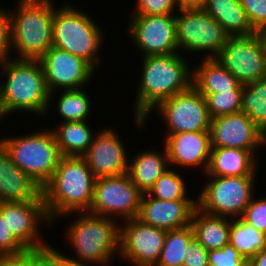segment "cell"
Wrapping results in <instances>:
<instances>
[{
	"label": "cell",
	"instance_id": "15",
	"mask_svg": "<svg viewBox=\"0 0 266 266\" xmlns=\"http://www.w3.org/2000/svg\"><path fill=\"white\" fill-rule=\"evenodd\" d=\"M128 26L127 33L142 57L179 53L175 15L131 16Z\"/></svg>",
	"mask_w": 266,
	"mask_h": 266
},
{
	"label": "cell",
	"instance_id": "30",
	"mask_svg": "<svg viewBox=\"0 0 266 266\" xmlns=\"http://www.w3.org/2000/svg\"><path fill=\"white\" fill-rule=\"evenodd\" d=\"M83 89L62 90V92L60 90L56 106L57 114L63 119L61 122L88 121L87 119L91 117V98Z\"/></svg>",
	"mask_w": 266,
	"mask_h": 266
},
{
	"label": "cell",
	"instance_id": "35",
	"mask_svg": "<svg viewBox=\"0 0 266 266\" xmlns=\"http://www.w3.org/2000/svg\"><path fill=\"white\" fill-rule=\"evenodd\" d=\"M248 20L256 32L266 30V0H240Z\"/></svg>",
	"mask_w": 266,
	"mask_h": 266
},
{
	"label": "cell",
	"instance_id": "23",
	"mask_svg": "<svg viewBox=\"0 0 266 266\" xmlns=\"http://www.w3.org/2000/svg\"><path fill=\"white\" fill-rule=\"evenodd\" d=\"M163 152L139 150L128 163V175L133 184L143 193H148L156 180L170 167L165 147Z\"/></svg>",
	"mask_w": 266,
	"mask_h": 266
},
{
	"label": "cell",
	"instance_id": "13",
	"mask_svg": "<svg viewBox=\"0 0 266 266\" xmlns=\"http://www.w3.org/2000/svg\"><path fill=\"white\" fill-rule=\"evenodd\" d=\"M50 93V104L57 90H77L89 84L96 70L85 60L52 46L39 59ZM52 97V98H51ZM52 100V101H51Z\"/></svg>",
	"mask_w": 266,
	"mask_h": 266
},
{
	"label": "cell",
	"instance_id": "9",
	"mask_svg": "<svg viewBox=\"0 0 266 266\" xmlns=\"http://www.w3.org/2000/svg\"><path fill=\"white\" fill-rule=\"evenodd\" d=\"M179 12V14H178ZM176 38L179 53H204V58H216L229 35L223 27L203 9L177 11Z\"/></svg>",
	"mask_w": 266,
	"mask_h": 266
},
{
	"label": "cell",
	"instance_id": "6",
	"mask_svg": "<svg viewBox=\"0 0 266 266\" xmlns=\"http://www.w3.org/2000/svg\"><path fill=\"white\" fill-rule=\"evenodd\" d=\"M103 29L87 13L66 4L54 11L52 46L65 50L87 61L95 70L101 63ZM104 40V41H103Z\"/></svg>",
	"mask_w": 266,
	"mask_h": 266
},
{
	"label": "cell",
	"instance_id": "28",
	"mask_svg": "<svg viewBox=\"0 0 266 266\" xmlns=\"http://www.w3.org/2000/svg\"><path fill=\"white\" fill-rule=\"evenodd\" d=\"M229 243L245 258L251 259L266 247V234L242 217L230 218Z\"/></svg>",
	"mask_w": 266,
	"mask_h": 266
},
{
	"label": "cell",
	"instance_id": "49",
	"mask_svg": "<svg viewBox=\"0 0 266 266\" xmlns=\"http://www.w3.org/2000/svg\"><path fill=\"white\" fill-rule=\"evenodd\" d=\"M263 35H264L265 40H266V30L263 32Z\"/></svg>",
	"mask_w": 266,
	"mask_h": 266
},
{
	"label": "cell",
	"instance_id": "11",
	"mask_svg": "<svg viewBox=\"0 0 266 266\" xmlns=\"http://www.w3.org/2000/svg\"><path fill=\"white\" fill-rule=\"evenodd\" d=\"M142 195L128 173L96 178L93 202L88 212L115 220L137 218Z\"/></svg>",
	"mask_w": 266,
	"mask_h": 266
},
{
	"label": "cell",
	"instance_id": "47",
	"mask_svg": "<svg viewBox=\"0 0 266 266\" xmlns=\"http://www.w3.org/2000/svg\"><path fill=\"white\" fill-rule=\"evenodd\" d=\"M2 96H3V85L0 82V104H1Z\"/></svg>",
	"mask_w": 266,
	"mask_h": 266
},
{
	"label": "cell",
	"instance_id": "45",
	"mask_svg": "<svg viewBox=\"0 0 266 266\" xmlns=\"http://www.w3.org/2000/svg\"><path fill=\"white\" fill-rule=\"evenodd\" d=\"M255 266H266V247L251 258Z\"/></svg>",
	"mask_w": 266,
	"mask_h": 266
},
{
	"label": "cell",
	"instance_id": "20",
	"mask_svg": "<svg viewBox=\"0 0 266 266\" xmlns=\"http://www.w3.org/2000/svg\"><path fill=\"white\" fill-rule=\"evenodd\" d=\"M197 207L195 199L163 201L145 193L141 198L137 219L147 225L169 231L190 225Z\"/></svg>",
	"mask_w": 266,
	"mask_h": 266
},
{
	"label": "cell",
	"instance_id": "1",
	"mask_svg": "<svg viewBox=\"0 0 266 266\" xmlns=\"http://www.w3.org/2000/svg\"><path fill=\"white\" fill-rule=\"evenodd\" d=\"M181 53L141 57L142 67L134 103V125L143 130L153 109L192 86L193 69ZM140 83V84H139ZM140 129V130H138Z\"/></svg>",
	"mask_w": 266,
	"mask_h": 266
},
{
	"label": "cell",
	"instance_id": "40",
	"mask_svg": "<svg viewBox=\"0 0 266 266\" xmlns=\"http://www.w3.org/2000/svg\"><path fill=\"white\" fill-rule=\"evenodd\" d=\"M10 10L0 6V62L11 57Z\"/></svg>",
	"mask_w": 266,
	"mask_h": 266
},
{
	"label": "cell",
	"instance_id": "37",
	"mask_svg": "<svg viewBox=\"0 0 266 266\" xmlns=\"http://www.w3.org/2000/svg\"><path fill=\"white\" fill-rule=\"evenodd\" d=\"M209 266H240L245 258L229 243L208 251Z\"/></svg>",
	"mask_w": 266,
	"mask_h": 266
},
{
	"label": "cell",
	"instance_id": "38",
	"mask_svg": "<svg viewBox=\"0 0 266 266\" xmlns=\"http://www.w3.org/2000/svg\"><path fill=\"white\" fill-rule=\"evenodd\" d=\"M27 250L16 240L8 229L6 218L0 213V257L23 255Z\"/></svg>",
	"mask_w": 266,
	"mask_h": 266
},
{
	"label": "cell",
	"instance_id": "42",
	"mask_svg": "<svg viewBox=\"0 0 266 266\" xmlns=\"http://www.w3.org/2000/svg\"><path fill=\"white\" fill-rule=\"evenodd\" d=\"M0 266H29V251L19 256L0 257Z\"/></svg>",
	"mask_w": 266,
	"mask_h": 266
},
{
	"label": "cell",
	"instance_id": "17",
	"mask_svg": "<svg viewBox=\"0 0 266 266\" xmlns=\"http://www.w3.org/2000/svg\"><path fill=\"white\" fill-rule=\"evenodd\" d=\"M210 139L211 147L238 148L255 157L266 146V135L241 111L212 118Z\"/></svg>",
	"mask_w": 266,
	"mask_h": 266
},
{
	"label": "cell",
	"instance_id": "12",
	"mask_svg": "<svg viewBox=\"0 0 266 266\" xmlns=\"http://www.w3.org/2000/svg\"><path fill=\"white\" fill-rule=\"evenodd\" d=\"M153 110L165 120L166 134L210 131L206 99L193 85L162 101Z\"/></svg>",
	"mask_w": 266,
	"mask_h": 266
},
{
	"label": "cell",
	"instance_id": "39",
	"mask_svg": "<svg viewBox=\"0 0 266 266\" xmlns=\"http://www.w3.org/2000/svg\"><path fill=\"white\" fill-rule=\"evenodd\" d=\"M29 266H60V250L51 245L29 250Z\"/></svg>",
	"mask_w": 266,
	"mask_h": 266
},
{
	"label": "cell",
	"instance_id": "33",
	"mask_svg": "<svg viewBox=\"0 0 266 266\" xmlns=\"http://www.w3.org/2000/svg\"><path fill=\"white\" fill-rule=\"evenodd\" d=\"M204 97L211 119L241 111L242 90L220 91Z\"/></svg>",
	"mask_w": 266,
	"mask_h": 266
},
{
	"label": "cell",
	"instance_id": "31",
	"mask_svg": "<svg viewBox=\"0 0 266 266\" xmlns=\"http://www.w3.org/2000/svg\"><path fill=\"white\" fill-rule=\"evenodd\" d=\"M193 238L191 225L167 231L159 261L155 266H183L186 250Z\"/></svg>",
	"mask_w": 266,
	"mask_h": 266
},
{
	"label": "cell",
	"instance_id": "16",
	"mask_svg": "<svg viewBox=\"0 0 266 266\" xmlns=\"http://www.w3.org/2000/svg\"><path fill=\"white\" fill-rule=\"evenodd\" d=\"M0 213L6 218L8 229L27 251L50 245L43 241L45 238L41 239L43 236L39 227L40 224L45 226L47 223L49 226L52 223L44 201L0 202Z\"/></svg>",
	"mask_w": 266,
	"mask_h": 266
},
{
	"label": "cell",
	"instance_id": "10",
	"mask_svg": "<svg viewBox=\"0 0 266 266\" xmlns=\"http://www.w3.org/2000/svg\"><path fill=\"white\" fill-rule=\"evenodd\" d=\"M216 59L242 85L266 77V40L263 32L229 36Z\"/></svg>",
	"mask_w": 266,
	"mask_h": 266
},
{
	"label": "cell",
	"instance_id": "26",
	"mask_svg": "<svg viewBox=\"0 0 266 266\" xmlns=\"http://www.w3.org/2000/svg\"><path fill=\"white\" fill-rule=\"evenodd\" d=\"M203 10L214 18L229 36H249L256 33L240 0H207Z\"/></svg>",
	"mask_w": 266,
	"mask_h": 266
},
{
	"label": "cell",
	"instance_id": "48",
	"mask_svg": "<svg viewBox=\"0 0 266 266\" xmlns=\"http://www.w3.org/2000/svg\"><path fill=\"white\" fill-rule=\"evenodd\" d=\"M5 118L3 117V115H2V113H1V111H0V122L2 121V120H4Z\"/></svg>",
	"mask_w": 266,
	"mask_h": 266
},
{
	"label": "cell",
	"instance_id": "19",
	"mask_svg": "<svg viewBox=\"0 0 266 266\" xmlns=\"http://www.w3.org/2000/svg\"><path fill=\"white\" fill-rule=\"evenodd\" d=\"M164 138L169 167L202 168V173H206L211 152L210 131L166 134Z\"/></svg>",
	"mask_w": 266,
	"mask_h": 266
},
{
	"label": "cell",
	"instance_id": "27",
	"mask_svg": "<svg viewBox=\"0 0 266 266\" xmlns=\"http://www.w3.org/2000/svg\"><path fill=\"white\" fill-rule=\"evenodd\" d=\"M87 121L60 122L52 127L61 156L82 157L93 140V132Z\"/></svg>",
	"mask_w": 266,
	"mask_h": 266
},
{
	"label": "cell",
	"instance_id": "43",
	"mask_svg": "<svg viewBox=\"0 0 266 266\" xmlns=\"http://www.w3.org/2000/svg\"><path fill=\"white\" fill-rule=\"evenodd\" d=\"M207 0H177L180 10L185 9H203Z\"/></svg>",
	"mask_w": 266,
	"mask_h": 266
},
{
	"label": "cell",
	"instance_id": "41",
	"mask_svg": "<svg viewBox=\"0 0 266 266\" xmlns=\"http://www.w3.org/2000/svg\"><path fill=\"white\" fill-rule=\"evenodd\" d=\"M183 266H209L208 251L195 237L189 242Z\"/></svg>",
	"mask_w": 266,
	"mask_h": 266
},
{
	"label": "cell",
	"instance_id": "18",
	"mask_svg": "<svg viewBox=\"0 0 266 266\" xmlns=\"http://www.w3.org/2000/svg\"><path fill=\"white\" fill-rule=\"evenodd\" d=\"M115 128H104L94 134L82 156L95 178L117 176L128 172L129 154Z\"/></svg>",
	"mask_w": 266,
	"mask_h": 266
},
{
	"label": "cell",
	"instance_id": "25",
	"mask_svg": "<svg viewBox=\"0 0 266 266\" xmlns=\"http://www.w3.org/2000/svg\"><path fill=\"white\" fill-rule=\"evenodd\" d=\"M190 225L194 237L207 251L221 249L229 244V217L211 215L197 207Z\"/></svg>",
	"mask_w": 266,
	"mask_h": 266
},
{
	"label": "cell",
	"instance_id": "5",
	"mask_svg": "<svg viewBox=\"0 0 266 266\" xmlns=\"http://www.w3.org/2000/svg\"><path fill=\"white\" fill-rule=\"evenodd\" d=\"M10 11L11 52L17 59L39 60L52 47L53 0H18ZM18 6V7H17ZM16 50V51H14Z\"/></svg>",
	"mask_w": 266,
	"mask_h": 266
},
{
	"label": "cell",
	"instance_id": "2",
	"mask_svg": "<svg viewBox=\"0 0 266 266\" xmlns=\"http://www.w3.org/2000/svg\"><path fill=\"white\" fill-rule=\"evenodd\" d=\"M95 179L83 157L61 156L52 179L42 188L45 210L52 225L57 217L89 211Z\"/></svg>",
	"mask_w": 266,
	"mask_h": 266
},
{
	"label": "cell",
	"instance_id": "36",
	"mask_svg": "<svg viewBox=\"0 0 266 266\" xmlns=\"http://www.w3.org/2000/svg\"><path fill=\"white\" fill-rule=\"evenodd\" d=\"M242 218L255 229L266 234V197L263 199L253 197Z\"/></svg>",
	"mask_w": 266,
	"mask_h": 266
},
{
	"label": "cell",
	"instance_id": "29",
	"mask_svg": "<svg viewBox=\"0 0 266 266\" xmlns=\"http://www.w3.org/2000/svg\"><path fill=\"white\" fill-rule=\"evenodd\" d=\"M241 112L266 135V77L243 85Z\"/></svg>",
	"mask_w": 266,
	"mask_h": 266
},
{
	"label": "cell",
	"instance_id": "34",
	"mask_svg": "<svg viewBox=\"0 0 266 266\" xmlns=\"http://www.w3.org/2000/svg\"><path fill=\"white\" fill-rule=\"evenodd\" d=\"M132 16L175 15L180 10L177 0H135ZM176 10V11H175Z\"/></svg>",
	"mask_w": 266,
	"mask_h": 266
},
{
	"label": "cell",
	"instance_id": "32",
	"mask_svg": "<svg viewBox=\"0 0 266 266\" xmlns=\"http://www.w3.org/2000/svg\"><path fill=\"white\" fill-rule=\"evenodd\" d=\"M186 183L179 172L169 168L156 180L147 194L163 201L194 199L187 196L189 192Z\"/></svg>",
	"mask_w": 266,
	"mask_h": 266
},
{
	"label": "cell",
	"instance_id": "8",
	"mask_svg": "<svg viewBox=\"0 0 266 266\" xmlns=\"http://www.w3.org/2000/svg\"><path fill=\"white\" fill-rule=\"evenodd\" d=\"M256 176H208L197 199L203 212L229 218L242 217L255 195Z\"/></svg>",
	"mask_w": 266,
	"mask_h": 266
},
{
	"label": "cell",
	"instance_id": "46",
	"mask_svg": "<svg viewBox=\"0 0 266 266\" xmlns=\"http://www.w3.org/2000/svg\"><path fill=\"white\" fill-rule=\"evenodd\" d=\"M240 266H255L251 259H245L244 262Z\"/></svg>",
	"mask_w": 266,
	"mask_h": 266
},
{
	"label": "cell",
	"instance_id": "4",
	"mask_svg": "<svg viewBox=\"0 0 266 266\" xmlns=\"http://www.w3.org/2000/svg\"><path fill=\"white\" fill-rule=\"evenodd\" d=\"M73 214L77 217L70 221L64 237H67L66 243H70L71 250H75L76 257H67L90 266L111 265L120 251V224L116 222L118 220L94 215L88 211Z\"/></svg>",
	"mask_w": 266,
	"mask_h": 266
},
{
	"label": "cell",
	"instance_id": "3",
	"mask_svg": "<svg viewBox=\"0 0 266 266\" xmlns=\"http://www.w3.org/2000/svg\"><path fill=\"white\" fill-rule=\"evenodd\" d=\"M0 68L4 72L2 75L6 76L0 104L4 118L16 111H28L40 117L50 112V93L39 60L10 57L0 62Z\"/></svg>",
	"mask_w": 266,
	"mask_h": 266
},
{
	"label": "cell",
	"instance_id": "7",
	"mask_svg": "<svg viewBox=\"0 0 266 266\" xmlns=\"http://www.w3.org/2000/svg\"><path fill=\"white\" fill-rule=\"evenodd\" d=\"M0 140L12 162L41 188L52 179L61 154L51 127L22 136L0 137Z\"/></svg>",
	"mask_w": 266,
	"mask_h": 266
},
{
	"label": "cell",
	"instance_id": "22",
	"mask_svg": "<svg viewBox=\"0 0 266 266\" xmlns=\"http://www.w3.org/2000/svg\"><path fill=\"white\" fill-rule=\"evenodd\" d=\"M258 159L238 148L211 147L207 176H257Z\"/></svg>",
	"mask_w": 266,
	"mask_h": 266
},
{
	"label": "cell",
	"instance_id": "21",
	"mask_svg": "<svg viewBox=\"0 0 266 266\" xmlns=\"http://www.w3.org/2000/svg\"><path fill=\"white\" fill-rule=\"evenodd\" d=\"M44 201L42 188L13 162L0 140V202Z\"/></svg>",
	"mask_w": 266,
	"mask_h": 266
},
{
	"label": "cell",
	"instance_id": "24",
	"mask_svg": "<svg viewBox=\"0 0 266 266\" xmlns=\"http://www.w3.org/2000/svg\"><path fill=\"white\" fill-rule=\"evenodd\" d=\"M193 67L192 85L203 95L242 90L243 85L216 58H203Z\"/></svg>",
	"mask_w": 266,
	"mask_h": 266
},
{
	"label": "cell",
	"instance_id": "14",
	"mask_svg": "<svg viewBox=\"0 0 266 266\" xmlns=\"http://www.w3.org/2000/svg\"><path fill=\"white\" fill-rule=\"evenodd\" d=\"M167 231L132 218L120 224L119 257L132 266H155L159 261ZM125 260V261H124Z\"/></svg>",
	"mask_w": 266,
	"mask_h": 266
},
{
	"label": "cell",
	"instance_id": "44",
	"mask_svg": "<svg viewBox=\"0 0 266 266\" xmlns=\"http://www.w3.org/2000/svg\"><path fill=\"white\" fill-rule=\"evenodd\" d=\"M63 251H60V266H89V264L78 262L75 260H72L65 256L64 253H61Z\"/></svg>",
	"mask_w": 266,
	"mask_h": 266
}]
</instances>
